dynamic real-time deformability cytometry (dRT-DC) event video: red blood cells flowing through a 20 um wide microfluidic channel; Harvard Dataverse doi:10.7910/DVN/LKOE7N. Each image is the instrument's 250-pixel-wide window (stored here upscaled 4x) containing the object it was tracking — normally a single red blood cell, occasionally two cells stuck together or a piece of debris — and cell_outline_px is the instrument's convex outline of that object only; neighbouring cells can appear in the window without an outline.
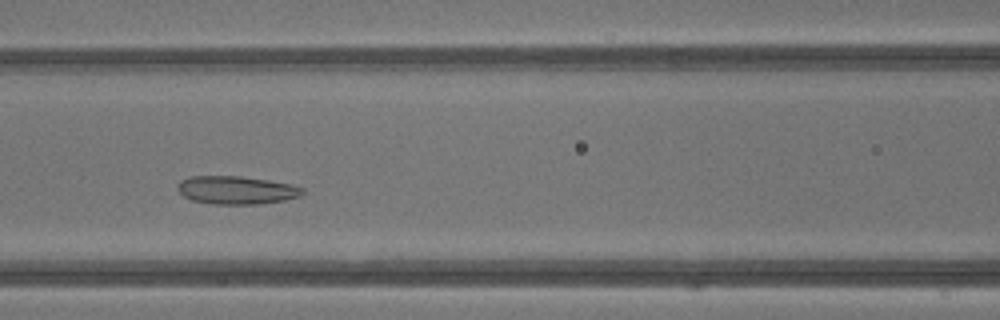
{"species": "common noctule bat (a hibernating species)", "species_latin": "Nyctalus noctula", "temperature_condition": "warm", "stored_images_in_passage": 38, "camera_frame_rate_fps": 3000, "um_per_image_px": 0.085, "animal": {"sex": "male", "body_mass_g": 13.3}, "frame": {"image": 1, "passage_image": 14, "time_ms": 4.333, "image_size_px": [1000, 320], "cell_outline_px": [[304, 192], [300, 196], [284, 200], [260, 204], [212, 204], [192, 200], [184, 196], [176, 188], [176, 184], [180, 180], [188, 176], [240, 176], [268, 180], [292, 184], [304, 188]], "centroid_in_image_um": [20.08, 16.15], "position_along_channel_um": 146.5, "area_um2": 20.63}}
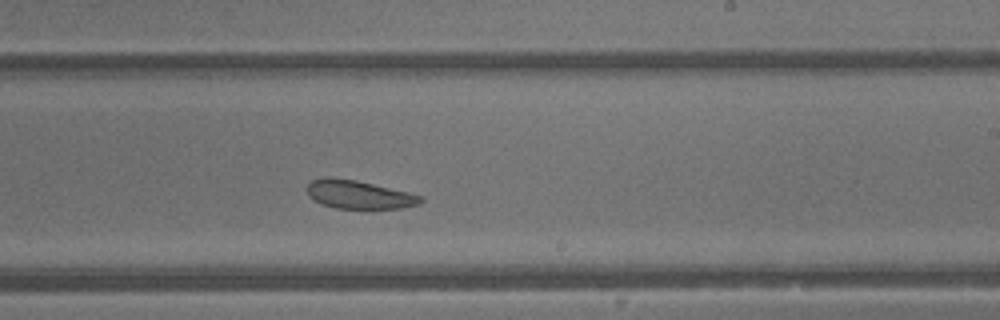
{"frame": {"image": 2, "passage_image": 21, "time_ms": 6.667, "image_size_px": [1000, 320], "cell_outline_px": [[424, 200], [420, 204], [400, 208], [368, 212], [336, 208], [324, 204], [308, 196], [308, 184], [312, 180], [324, 176], [332, 176], [356, 180], [408, 192], [424, 196]], "centroid_in_image_um": [30.56, 16.58], "position_along_channel_um": 258.4, "area_um2": 19.65}}
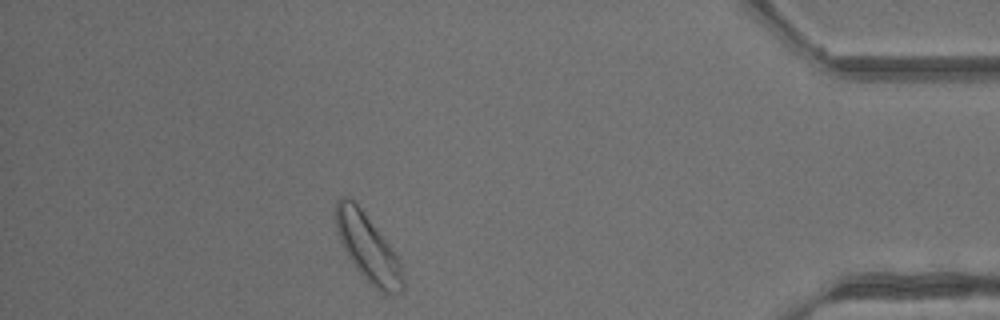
{"frame": {"image": 3, "passage_image": 33, "time_ms": 10.667, "image_size_px": [1000, 320], "cell_outline_px": [[404, 288], [400, 292], [388, 296], [376, 288], [356, 268], [348, 256], [340, 240], [336, 228], [336, 200], [340, 196], [344, 196], [352, 200], [360, 208], [388, 244], [396, 256], [400, 264], [404, 276]], "centroid_in_image_um": [31.27, 21.1], "position_along_channel_um": 403.9, "area_um2": 25.49}, "authors_computed_cell_mechanics": {"area_um2": 22.5131, "velocity_mm_per_s": 4.82, "shape_relaxation_time_tau1_ms": 2.7243, "shape_relaxation_time_tau2_ms": 1.361, "deformation_change_tau1": 0.0932, "deformation_change_tau2": 0.0788}}